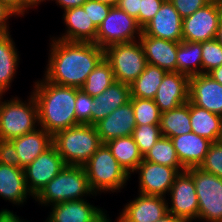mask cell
<instances>
[{
	"instance_id": "cell-34",
	"label": "cell",
	"mask_w": 222,
	"mask_h": 222,
	"mask_svg": "<svg viewBox=\"0 0 222 222\" xmlns=\"http://www.w3.org/2000/svg\"><path fill=\"white\" fill-rule=\"evenodd\" d=\"M136 125H159L161 111L154 99L130 97Z\"/></svg>"
},
{
	"instance_id": "cell-35",
	"label": "cell",
	"mask_w": 222,
	"mask_h": 222,
	"mask_svg": "<svg viewBox=\"0 0 222 222\" xmlns=\"http://www.w3.org/2000/svg\"><path fill=\"white\" fill-rule=\"evenodd\" d=\"M140 153L144 155L155 145L162 136L159 125H136L132 134Z\"/></svg>"
},
{
	"instance_id": "cell-19",
	"label": "cell",
	"mask_w": 222,
	"mask_h": 222,
	"mask_svg": "<svg viewBox=\"0 0 222 222\" xmlns=\"http://www.w3.org/2000/svg\"><path fill=\"white\" fill-rule=\"evenodd\" d=\"M95 128L102 144L119 137L131 136L136 127L131 102L115 109L109 116L96 123Z\"/></svg>"
},
{
	"instance_id": "cell-27",
	"label": "cell",
	"mask_w": 222,
	"mask_h": 222,
	"mask_svg": "<svg viewBox=\"0 0 222 222\" xmlns=\"http://www.w3.org/2000/svg\"><path fill=\"white\" fill-rule=\"evenodd\" d=\"M192 132L211 142L222 140V116L189 102Z\"/></svg>"
},
{
	"instance_id": "cell-24",
	"label": "cell",
	"mask_w": 222,
	"mask_h": 222,
	"mask_svg": "<svg viewBox=\"0 0 222 222\" xmlns=\"http://www.w3.org/2000/svg\"><path fill=\"white\" fill-rule=\"evenodd\" d=\"M30 196L25 182L24 169L0 163V197L13 205L20 206Z\"/></svg>"
},
{
	"instance_id": "cell-15",
	"label": "cell",
	"mask_w": 222,
	"mask_h": 222,
	"mask_svg": "<svg viewBox=\"0 0 222 222\" xmlns=\"http://www.w3.org/2000/svg\"><path fill=\"white\" fill-rule=\"evenodd\" d=\"M189 81L190 77L185 74L178 72L166 73L154 98V102L161 113L188 102Z\"/></svg>"
},
{
	"instance_id": "cell-8",
	"label": "cell",
	"mask_w": 222,
	"mask_h": 222,
	"mask_svg": "<svg viewBox=\"0 0 222 222\" xmlns=\"http://www.w3.org/2000/svg\"><path fill=\"white\" fill-rule=\"evenodd\" d=\"M192 177L199 202L198 220L222 222V178L199 167L192 168Z\"/></svg>"
},
{
	"instance_id": "cell-44",
	"label": "cell",
	"mask_w": 222,
	"mask_h": 222,
	"mask_svg": "<svg viewBox=\"0 0 222 222\" xmlns=\"http://www.w3.org/2000/svg\"><path fill=\"white\" fill-rule=\"evenodd\" d=\"M14 15L18 17V14L10 8L6 3L0 0V32H9L10 27L8 20Z\"/></svg>"
},
{
	"instance_id": "cell-3",
	"label": "cell",
	"mask_w": 222,
	"mask_h": 222,
	"mask_svg": "<svg viewBox=\"0 0 222 222\" xmlns=\"http://www.w3.org/2000/svg\"><path fill=\"white\" fill-rule=\"evenodd\" d=\"M91 195L97 196L89 186L84 166L66 165L34 200L39 205L51 206L60 202L81 200L84 196L86 198Z\"/></svg>"
},
{
	"instance_id": "cell-5",
	"label": "cell",
	"mask_w": 222,
	"mask_h": 222,
	"mask_svg": "<svg viewBox=\"0 0 222 222\" xmlns=\"http://www.w3.org/2000/svg\"><path fill=\"white\" fill-rule=\"evenodd\" d=\"M83 166L89 186L95 194L119 192L131 178L105 144Z\"/></svg>"
},
{
	"instance_id": "cell-50",
	"label": "cell",
	"mask_w": 222,
	"mask_h": 222,
	"mask_svg": "<svg viewBox=\"0 0 222 222\" xmlns=\"http://www.w3.org/2000/svg\"><path fill=\"white\" fill-rule=\"evenodd\" d=\"M156 222H184V221L168 212L166 215H164Z\"/></svg>"
},
{
	"instance_id": "cell-36",
	"label": "cell",
	"mask_w": 222,
	"mask_h": 222,
	"mask_svg": "<svg viewBox=\"0 0 222 222\" xmlns=\"http://www.w3.org/2000/svg\"><path fill=\"white\" fill-rule=\"evenodd\" d=\"M202 74L222 65V45L216 40L201 42Z\"/></svg>"
},
{
	"instance_id": "cell-10",
	"label": "cell",
	"mask_w": 222,
	"mask_h": 222,
	"mask_svg": "<svg viewBox=\"0 0 222 222\" xmlns=\"http://www.w3.org/2000/svg\"><path fill=\"white\" fill-rule=\"evenodd\" d=\"M222 18L220 0H212L206 6L185 17L182 23V40L205 42L215 39Z\"/></svg>"
},
{
	"instance_id": "cell-38",
	"label": "cell",
	"mask_w": 222,
	"mask_h": 222,
	"mask_svg": "<svg viewBox=\"0 0 222 222\" xmlns=\"http://www.w3.org/2000/svg\"><path fill=\"white\" fill-rule=\"evenodd\" d=\"M95 106L93 97L76 88L75 116L78 124L91 125V109Z\"/></svg>"
},
{
	"instance_id": "cell-1",
	"label": "cell",
	"mask_w": 222,
	"mask_h": 222,
	"mask_svg": "<svg viewBox=\"0 0 222 222\" xmlns=\"http://www.w3.org/2000/svg\"><path fill=\"white\" fill-rule=\"evenodd\" d=\"M50 39L44 78L60 86L80 89L104 58V49L91 42H69L53 36Z\"/></svg>"
},
{
	"instance_id": "cell-45",
	"label": "cell",
	"mask_w": 222,
	"mask_h": 222,
	"mask_svg": "<svg viewBox=\"0 0 222 222\" xmlns=\"http://www.w3.org/2000/svg\"><path fill=\"white\" fill-rule=\"evenodd\" d=\"M21 219L22 218L14 214L13 211H10L9 209L0 210V222H28V220L24 221V219Z\"/></svg>"
},
{
	"instance_id": "cell-39",
	"label": "cell",
	"mask_w": 222,
	"mask_h": 222,
	"mask_svg": "<svg viewBox=\"0 0 222 222\" xmlns=\"http://www.w3.org/2000/svg\"><path fill=\"white\" fill-rule=\"evenodd\" d=\"M82 6L97 28L102 24L112 8V6L96 0H87Z\"/></svg>"
},
{
	"instance_id": "cell-32",
	"label": "cell",
	"mask_w": 222,
	"mask_h": 222,
	"mask_svg": "<svg viewBox=\"0 0 222 222\" xmlns=\"http://www.w3.org/2000/svg\"><path fill=\"white\" fill-rule=\"evenodd\" d=\"M143 160L168 167L178 172L184 171L171 138L161 136L155 145L144 155Z\"/></svg>"
},
{
	"instance_id": "cell-37",
	"label": "cell",
	"mask_w": 222,
	"mask_h": 222,
	"mask_svg": "<svg viewBox=\"0 0 222 222\" xmlns=\"http://www.w3.org/2000/svg\"><path fill=\"white\" fill-rule=\"evenodd\" d=\"M199 168L222 178V140L210 144L205 159Z\"/></svg>"
},
{
	"instance_id": "cell-16",
	"label": "cell",
	"mask_w": 222,
	"mask_h": 222,
	"mask_svg": "<svg viewBox=\"0 0 222 222\" xmlns=\"http://www.w3.org/2000/svg\"><path fill=\"white\" fill-rule=\"evenodd\" d=\"M188 101L222 116V85L208 74L191 76Z\"/></svg>"
},
{
	"instance_id": "cell-43",
	"label": "cell",
	"mask_w": 222,
	"mask_h": 222,
	"mask_svg": "<svg viewBox=\"0 0 222 222\" xmlns=\"http://www.w3.org/2000/svg\"><path fill=\"white\" fill-rule=\"evenodd\" d=\"M116 7L123 10L138 22L140 12V0H118Z\"/></svg>"
},
{
	"instance_id": "cell-30",
	"label": "cell",
	"mask_w": 222,
	"mask_h": 222,
	"mask_svg": "<svg viewBox=\"0 0 222 222\" xmlns=\"http://www.w3.org/2000/svg\"><path fill=\"white\" fill-rule=\"evenodd\" d=\"M201 42L180 41L177 48L176 72L189 77L202 74Z\"/></svg>"
},
{
	"instance_id": "cell-21",
	"label": "cell",
	"mask_w": 222,
	"mask_h": 222,
	"mask_svg": "<svg viewBox=\"0 0 222 222\" xmlns=\"http://www.w3.org/2000/svg\"><path fill=\"white\" fill-rule=\"evenodd\" d=\"M62 17L64 19L63 23L67 26L65 33L53 38L69 42L95 43L98 28L92 22L83 6L65 10Z\"/></svg>"
},
{
	"instance_id": "cell-29",
	"label": "cell",
	"mask_w": 222,
	"mask_h": 222,
	"mask_svg": "<svg viewBox=\"0 0 222 222\" xmlns=\"http://www.w3.org/2000/svg\"><path fill=\"white\" fill-rule=\"evenodd\" d=\"M159 126L161 135L168 138L191 133L189 101L175 109L161 113Z\"/></svg>"
},
{
	"instance_id": "cell-17",
	"label": "cell",
	"mask_w": 222,
	"mask_h": 222,
	"mask_svg": "<svg viewBox=\"0 0 222 222\" xmlns=\"http://www.w3.org/2000/svg\"><path fill=\"white\" fill-rule=\"evenodd\" d=\"M168 201L162 196L138 194L120 212L126 222H156L168 213Z\"/></svg>"
},
{
	"instance_id": "cell-25",
	"label": "cell",
	"mask_w": 222,
	"mask_h": 222,
	"mask_svg": "<svg viewBox=\"0 0 222 222\" xmlns=\"http://www.w3.org/2000/svg\"><path fill=\"white\" fill-rule=\"evenodd\" d=\"M10 141L16 148L21 161V168L24 169L53 145V136L43 128L38 127L35 131L13 138Z\"/></svg>"
},
{
	"instance_id": "cell-22",
	"label": "cell",
	"mask_w": 222,
	"mask_h": 222,
	"mask_svg": "<svg viewBox=\"0 0 222 222\" xmlns=\"http://www.w3.org/2000/svg\"><path fill=\"white\" fill-rule=\"evenodd\" d=\"M130 85L119 81L113 82L106 90L93 97L95 106L91 109V125L109 116L115 109L129 102Z\"/></svg>"
},
{
	"instance_id": "cell-53",
	"label": "cell",
	"mask_w": 222,
	"mask_h": 222,
	"mask_svg": "<svg viewBox=\"0 0 222 222\" xmlns=\"http://www.w3.org/2000/svg\"><path fill=\"white\" fill-rule=\"evenodd\" d=\"M108 215L105 216V222H112L111 219L109 217H107ZM110 220V221H109ZM117 222H126L124 221L120 216H118L117 218Z\"/></svg>"
},
{
	"instance_id": "cell-23",
	"label": "cell",
	"mask_w": 222,
	"mask_h": 222,
	"mask_svg": "<svg viewBox=\"0 0 222 222\" xmlns=\"http://www.w3.org/2000/svg\"><path fill=\"white\" fill-rule=\"evenodd\" d=\"M178 159L184 169L199 167L212 143L193 132L171 138Z\"/></svg>"
},
{
	"instance_id": "cell-49",
	"label": "cell",
	"mask_w": 222,
	"mask_h": 222,
	"mask_svg": "<svg viewBox=\"0 0 222 222\" xmlns=\"http://www.w3.org/2000/svg\"><path fill=\"white\" fill-rule=\"evenodd\" d=\"M44 1L46 2L48 0H24V14L28 13V11L30 10L29 8L37 7L39 4L41 5V2H44ZM51 1H53V0H51ZM25 12H27V13H25Z\"/></svg>"
},
{
	"instance_id": "cell-11",
	"label": "cell",
	"mask_w": 222,
	"mask_h": 222,
	"mask_svg": "<svg viewBox=\"0 0 222 222\" xmlns=\"http://www.w3.org/2000/svg\"><path fill=\"white\" fill-rule=\"evenodd\" d=\"M168 194L171 199V204L167 205L169 213L184 222L198 221L199 202L192 177V168L185 169L176 175Z\"/></svg>"
},
{
	"instance_id": "cell-4",
	"label": "cell",
	"mask_w": 222,
	"mask_h": 222,
	"mask_svg": "<svg viewBox=\"0 0 222 222\" xmlns=\"http://www.w3.org/2000/svg\"><path fill=\"white\" fill-rule=\"evenodd\" d=\"M53 145L66 165L83 166L102 142L95 126L80 123L57 132Z\"/></svg>"
},
{
	"instance_id": "cell-9",
	"label": "cell",
	"mask_w": 222,
	"mask_h": 222,
	"mask_svg": "<svg viewBox=\"0 0 222 222\" xmlns=\"http://www.w3.org/2000/svg\"><path fill=\"white\" fill-rule=\"evenodd\" d=\"M141 34L142 28L137 20L114 6L98 27L95 44L105 49L112 44L139 40Z\"/></svg>"
},
{
	"instance_id": "cell-48",
	"label": "cell",
	"mask_w": 222,
	"mask_h": 222,
	"mask_svg": "<svg viewBox=\"0 0 222 222\" xmlns=\"http://www.w3.org/2000/svg\"><path fill=\"white\" fill-rule=\"evenodd\" d=\"M213 80L219 82L222 85V65L220 67L214 68L207 73Z\"/></svg>"
},
{
	"instance_id": "cell-40",
	"label": "cell",
	"mask_w": 222,
	"mask_h": 222,
	"mask_svg": "<svg viewBox=\"0 0 222 222\" xmlns=\"http://www.w3.org/2000/svg\"><path fill=\"white\" fill-rule=\"evenodd\" d=\"M165 0H140L138 24L143 29L155 16Z\"/></svg>"
},
{
	"instance_id": "cell-41",
	"label": "cell",
	"mask_w": 222,
	"mask_h": 222,
	"mask_svg": "<svg viewBox=\"0 0 222 222\" xmlns=\"http://www.w3.org/2000/svg\"><path fill=\"white\" fill-rule=\"evenodd\" d=\"M178 11L180 17L184 19L192 15L198 9L203 8L212 0H169Z\"/></svg>"
},
{
	"instance_id": "cell-46",
	"label": "cell",
	"mask_w": 222,
	"mask_h": 222,
	"mask_svg": "<svg viewBox=\"0 0 222 222\" xmlns=\"http://www.w3.org/2000/svg\"><path fill=\"white\" fill-rule=\"evenodd\" d=\"M64 11L71 8L82 6L87 0H53Z\"/></svg>"
},
{
	"instance_id": "cell-2",
	"label": "cell",
	"mask_w": 222,
	"mask_h": 222,
	"mask_svg": "<svg viewBox=\"0 0 222 222\" xmlns=\"http://www.w3.org/2000/svg\"><path fill=\"white\" fill-rule=\"evenodd\" d=\"M33 87L39 127L54 136L78 124L75 116L76 87L60 86L44 77L41 81L36 80Z\"/></svg>"
},
{
	"instance_id": "cell-7",
	"label": "cell",
	"mask_w": 222,
	"mask_h": 222,
	"mask_svg": "<svg viewBox=\"0 0 222 222\" xmlns=\"http://www.w3.org/2000/svg\"><path fill=\"white\" fill-rule=\"evenodd\" d=\"M104 58L111 65L115 81L128 85L140 76L148 64L139 40L106 47Z\"/></svg>"
},
{
	"instance_id": "cell-42",
	"label": "cell",
	"mask_w": 222,
	"mask_h": 222,
	"mask_svg": "<svg viewBox=\"0 0 222 222\" xmlns=\"http://www.w3.org/2000/svg\"><path fill=\"white\" fill-rule=\"evenodd\" d=\"M0 163L21 168L20 158L10 140H0Z\"/></svg>"
},
{
	"instance_id": "cell-31",
	"label": "cell",
	"mask_w": 222,
	"mask_h": 222,
	"mask_svg": "<svg viewBox=\"0 0 222 222\" xmlns=\"http://www.w3.org/2000/svg\"><path fill=\"white\" fill-rule=\"evenodd\" d=\"M166 71L147 64L140 76L130 84L131 97L154 99Z\"/></svg>"
},
{
	"instance_id": "cell-51",
	"label": "cell",
	"mask_w": 222,
	"mask_h": 222,
	"mask_svg": "<svg viewBox=\"0 0 222 222\" xmlns=\"http://www.w3.org/2000/svg\"><path fill=\"white\" fill-rule=\"evenodd\" d=\"M215 39L222 45V18L220 20Z\"/></svg>"
},
{
	"instance_id": "cell-52",
	"label": "cell",
	"mask_w": 222,
	"mask_h": 222,
	"mask_svg": "<svg viewBox=\"0 0 222 222\" xmlns=\"http://www.w3.org/2000/svg\"><path fill=\"white\" fill-rule=\"evenodd\" d=\"M96 1L102 2V3L110 5L112 7L116 6L117 2H118V0H96Z\"/></svg>"
},
{
	"instance_id": "cell-6",
	"label": "cell",
	"mask_w": 222,
	"mask_h": 222,
	"mask_svg": "<svg viewBox=\"0 0 222 222\" xmlns=\"http://www.w3.org/2000/svg\"><path fill=\"white\" fill-rule=\"evenodd\" d=\"M26 101L11 97L3 101L0 95V140H11L39 127L37 103L32 94Z\"/></svg>"
},
{
	"instance_id": "cell-20",
	"label": "cell",
	"mask_w": 222,
	"mask_h": 222,
	"mask_svg": "<svg viewBox=\"0 0 222 222\" xmlns=\"http://www.w3.org/2000/svg\"><path fill=\"white\" fill-rule=\"evenodd\" d=\"M147 63L158 66L166 72H176L177 48L179 42L151 37L143 32L139 37Z\"/></svg>"
},
{
	"instance_id": "cell-13",
	"label": "cell",
	"mask_w": 222,
	"mask_h": 222,
	"mask_svg": "<svg viewBox=\"0 0 222 222\" xmlns=\"http://www.w3.org/2000/svg\"><path fill=\"white\" fill-rule=\"evenodd\" d=\"M134 172H138V193L165 198L174 183L176 175L179 173L174 167L155 164L145 160L138 165Z\"/></svg>"
},
{
	"instance_id": "cell-47",
	"label": "cell",
	"mask_w": 222,
	"mask_h": 222,
	"mask_svg": "<svg viewBox=\"0 0 222 222\" xmlns=\"http://www.w3.org/2000/svg\"><path fill=\"white\" fill-rule=\"evenodd\" d=\"M12 8L18 16H24V0H1Z\"/></svg>"
},
{
	"instance_id": "cell-26",
	"label": "cell",
	"mask_w": 222,
	"mask_h": 222,
	"mask_svg": "<svg viewBox=\"0 0 222 222\" xmlns=\"http://www.w3.org/2000/svg\"><path fill=\"white\" fill-rule=\"evenodd\" d=\"M10 32H0V95L11 87L20 63L19 51L15 47Z\"/></svg>"
},
{
	"instance_id": "cell-33",
	"label": "cell",
	"mask_w": 222,
	"mask_h": 222,
	"mask_svg": "<svg viewBox=\"0 0 222 222\" xmlns=\"http://www.w3.org/2000/svg\"><path fill=\"white\" fill-rule=\"evenodd\" d=\"M115 82L110 63L103 58L94 70L87 76V80L80 88L91 97H95Z\"/></svg>"
},
{
	"instance_id": "cell-18",
	"label": "cell",
	"mask_w": 222,
	"mask_h": 222,
	"mask_svg": "<svg viewBox=\"0 0 222 222\" xmlns=\"http://www.w3.org/2000/svg\"><path fill=\"white\" fill-rule=\"evenodd\" d=\"M182 23L178 11L165 0L152 20L142 29L145 35L173 42L182 41Z\"/></svg>"
},
{
	"instance_id": "cell-28",
	"label": "cell",
	"mask_w": 222,
	"mask_h": 222,
	"mask_svg": "<svg viewBox=\"0 0 222 222\" xmlns=\"http://www.w3.org/2000/svg\"><path fill=\"white\" fill-rule=\"evenodd\" d=\"M104 144L130 176L143 161V155L140 153L132 135L112 139Z\"/></svg>"
},
{
	"instance_id": "cell-14",
	"label": "cell",
	"mask_w": 222,
	"mask_h": 222,
	"mask_svg": "<svg viewBox=\"0 0 222 222\" xmlns=\"http://www.w3.org/2000/svg\"><path fill=\"white\" fill-rule=\"evenodd\" d=\"M87 201L84 198L51 205L50 215L44 222H103L107 211Z\"/></svg>"
},
{
	"instance_id": "cell-12",
	"label": "cell",
	"mask_w": 222,
	"mask_h": 222,
	"mask_svg": "<svg viewBox=\"0 0 222 222\" xmlns=\"http://www.w3.org/2000/svg\"><path fill=\"white\" fill-rule=\"evenodd\" d=\"M66 166L57 148L52 145L24 168L25 182L32 198H35Z\"/></svg>"
}]
</instances>
